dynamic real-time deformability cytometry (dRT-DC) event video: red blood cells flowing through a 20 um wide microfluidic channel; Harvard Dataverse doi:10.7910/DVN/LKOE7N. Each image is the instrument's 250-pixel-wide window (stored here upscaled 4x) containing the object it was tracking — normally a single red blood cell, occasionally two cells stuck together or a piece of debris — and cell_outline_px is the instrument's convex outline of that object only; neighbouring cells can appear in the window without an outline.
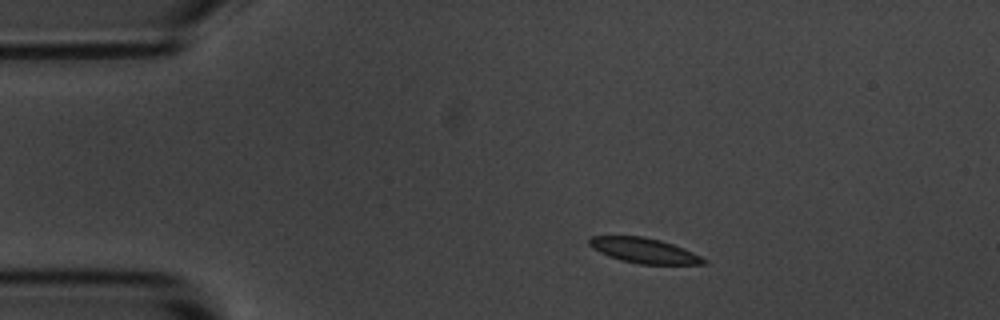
{"species": "common noctule bat (a hibernating species)", "species_latin": "Nyctalus noctula", "temperature_condition": "room temperature", "stored_images_in_passage": 4, "segment_of_instrument_passage": [1, 2], "camera_frame_rate_fps": 3000, "um_per_image_px": 0.085, "animal": {"sex": "male", "body_mass_g": 20.1, "forearm_length_mm": 53.5}, "frame": {"image": 1, "passage_image": 2, "time_ms": 1.333, "image_size_px": [1000, 320], "cell_outline_px": [[708, 264], [640, 264], [620, 260], [608, 256], [592, 248], [588, 244], [588, 240], [592, 236], [644, 236], [660, 240], [672, 244], [692, 252], [708, 260]], "centroid_in_image_um": [54.73, 21.3], "position_along_channel_um": 30.3, "area_um2": 16.7}}